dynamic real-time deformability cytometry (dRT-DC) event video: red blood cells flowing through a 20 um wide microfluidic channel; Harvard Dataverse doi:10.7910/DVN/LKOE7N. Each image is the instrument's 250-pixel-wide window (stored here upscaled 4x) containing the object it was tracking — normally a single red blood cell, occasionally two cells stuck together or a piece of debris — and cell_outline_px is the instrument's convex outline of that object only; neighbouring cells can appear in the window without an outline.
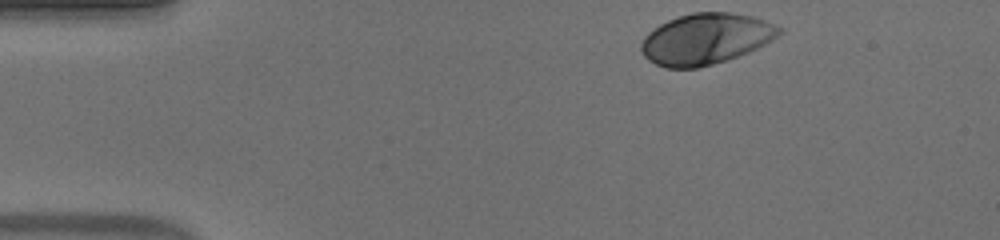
{"species": "human", "species_latin": "Homo sapiens", "temperature_condition": "warm", "stored_images_in_passage": 36, "camera_frame_rate_fps": 3000, "um_per_image_px": 0.085, "donor": {"sex": "male"}, "frame": {"image": 1, "passage_image": 1, "time_ms": 0.0, "image_size_px": [1000, 240], "cell_outline_px": [[784, 32], [772, 40], [748, 52], [712, 64], [696, 68], [668, 68], [656, 64], [648, 60], [644, 56], [640, 48], [640, 44], [644, 36], [648, 32], [660, 24], [668, 20], [692, 12], [732, 12], [752, 16], [764, 20], [780, 28]], "centroid_in_image_um": [59.96, 3.3], "position_along_channel_um": 25.0, "area_um2": 40.75}}
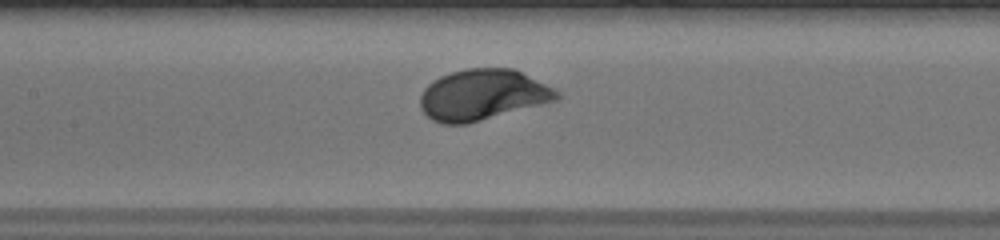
{"frame": {"image": 2, "passage_image": 18, "time_ms": 5.667, "image_size_px": [1000, 240], "cell_outline_px": [[560, 96], [556, 100], [464, 124], [444, 124], [432, 120], [420, 108], [420, 96], [424, 88], [432, 80], [440, 76], [452, 72], [468, 68], [516, 68], [560, 92]], "centroid_in_image_um": [40.99, 8.04], "position_along_channel_um": 166.4, "area_um2": 40.11}}
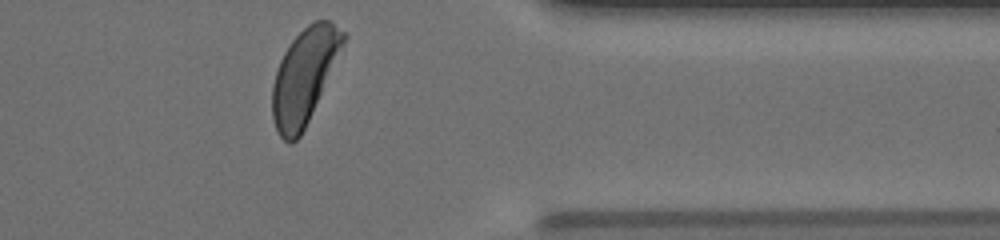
{"frame": {"image": 3, "passage_image": 36, "time_ms": 11.667, "image_size_px": [1000, 240], "cell_outline_px": [[348, 36], [308, 120], [300, 136], [292, 144], [288, 144], [280, 136], [276, 128], [272, 116], [272, 84], [280, 60], [284, 52], [292, 40], [308, 24], [316, 20], [328, 20], [344, 32]], "centroid_in_image_um": [25.85, 6.47], "position_along_channel_um": 385.6, "area_um2": 38.49}, "authors_computed_cell_mechanics": {"area_um2": 39.6508, "velocity_mm_per_s": 3.8745, "shape_relaxation_time_tau1_ms": 1.7646, "shape_relaxation_time_tau2_ms": null, "deformation_change_tau1": 0.1454, "deformation_change_tau2": null}}